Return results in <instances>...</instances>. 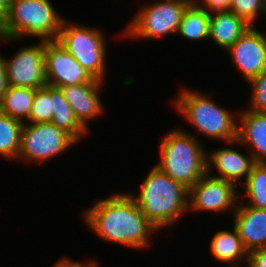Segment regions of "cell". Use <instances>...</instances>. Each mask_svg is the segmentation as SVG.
<instances>
[{
  "label": "cell",
  "instance_id": "6da1fadb",
  "mask_svg": "<svg viewBox=\"0 0 266 267\" xmlns=\"http://www.w3.org/2000/svg\"><path fill=\"white\" fill-rule=\"evenodd\" d=\"M87 211V212H86ZM84 220L104 241L144 249L158 229L129 193H117L85 210Z\"/></svg>",
  "mask_w": 266,
  "mask_h": 267
},
{
  "label": "cell",
  "instance_id": "7a4b0ae2",
  "mask_svg": "<svg viewBox=\"0 0 266 267\" xmlns=\"http://www.w3.org/2000/svg\"><path fill=\"white\" fill-rule=\"evenodd\" d=\"M134 196L144 216L159 230L175 224L188 210L189 189L154 166Z\"/></svg>",
  "mask_w": 266,
  "mask_h": 267
},
{
  "label": "cell",
  "instance_id": "3957f363",
  "mask_svg": "<svg viewBox=\"0 0 266 267\" xmlns=\"http://www.w3.org/2000/svg\"><path fill=\"white\" fill-rule=\"evenodd\" d=\"M160 161L155 165L171 179L190 189L207 173V153L190 133L177 129L160 143Z\"/></svg>",
  "mask_w": 266,
  "mask_h": 267
},
{
  "label": "cell",
  "instance_id": "277c9868",
  "mask_svg": "<svg viewBox=\"0 0 266 267\" xmlns=\"http://www.w3.org/2000/svg\"><path fill=\"white\" fill-rule=\"evenodd\" d=\"M63 20L49 0H13L0 25V40H20L25 36L56 40Z\"/></svg>",
  "mask_w": 266,
  "mask_h": 267
},
{
  "label": "cell",
  "instance_id": "5b68a950",
  "mask_svg": "<svg viewBox=\"0 0 266 267\" xmlns=\"http://www.w3.org/2000/svg\"><path fill=\"white\" fill-rule=\"evenodd\" d=\"M174 106L199 133L228 144L236 143L238 140L239 123L229 110L216 105L207 94L183 88Z\"/></svg>",
  "mask_w": 266,
  "mask_h": 267
},
{
  "label": "cell",
  "instance_id": "8992f818",
  "mask_svg": "<svg viewBox=\"0 0 266 267\" xmlns=\"http://www.w3.org/2000/svg\"><path fill=\"white\" fill-rule=\"evenodd\" d=\"M93 79H105L107 48L100 30L63 20L56 39Z\"/></svg>",
  "mask_w": 266,
  "mask_h": 267
},
{
  "label": "cell",
  "instance_id": "52a82bcc",
  "mask_svg": "<svg viewBox=\"0 0 266 267\" xmlns=\"http://www.w3.org/2000/svg\"><path fill=\"white\" fill-rule=\"evenodd\" d=\"M191 0H161L145 5L134 16L124 35L145 40L177 33L185 9Z\"/></svg>",
  "mask_w": 266,
  "mask_h": 267
},
{
  "label": "cell",
  "instance_id": "ba28073f",
  "mask_svg": "<svg viewBox=\"0 0 266 267\" xmlns=\"http://www.w3.org/2000/svg\"><path fill=\"white\" fill-rule=\"evenodd\" d=\"M76 143L78 142L71 135L51 122H26L21 130L17 159L41 163L62 154Z\"/></svg>",
  "mask_w": 266,
  "mask_h": 267
},
{
  "label": "cell",
  "instance_id": "9c48e42d",
  "mask_svg": "<svg viewBox=\"0 0 266 267\" xmlns=\"http://www.w3.org/2000/svg\"><path fill=\"white\" fill-rule=\"evenodd\" d=\"M45 40L20 48L11 59L3 61L8 86L42 88L47 84L44 61Z\"/></svg>",
  "mask_w": 266,
  "mask_h": 267
},
{
  "label": "cell",
  "instance_id": "30bf717a",
  "mask_svg": "<svg viewBox=\"0 0 266 267\" xmlns=\"http://www.w3.org/2000/svg\"><path fill=\"white\" fill-rule=\"evenodd\" d=\"M236 185L226 180L211 177L206 173L189 189L188 210L223 212L237 208L238 199Z\"/></svg>",
  "mask_w": 266,
  "mask_h": 267
},
{
  "label": "cell",
  "instance_id": "8fae6325",
  "mask_svg": "<svg viewBox=\"0 0 266 267\" xmlns=\"http://www.w3.org/2000/svg\"><path fill=\"white\" fill-rule=\"evenodd\" d=\"M45 75L55 87L78 85L93 80L84 67L57 41H45Z\"/></svg>",
  "mask_w": 266,
  "mask_h": 267
},
{
  "label": "cell",
  "instance_id": "7c38bea8",
  "mask_svg": "<svg viewBox=\"0 0 266 267\" xmlns=\"http://www.w3.org/2000/svg\"><path fill=\"white\" fill-rule=\"evenodd\" d=\"M226 51L247 82L266 70V38L254 26H250Z\"/></svg>",
  "mask_w": 266,
  "mask_h": 267
},
{
  "label": "cell",
  "instance_id": "4fadbf2b",
  "mask_svg": "<svg viewBox=\"0 0 266 267\" xmlns=\"http://www.w3.org/2000/svg\"><path fill=\"white\" fill-rule=\"evenodd\" d=\"M102 81L93 79L91 82L60 87L65 99L70 104L76 119L88 130L90 120L103 113L99 90Z\"/></svg>",
  "mask_w": 266,
  "mask_h": 267
},
{
  "label": "cell",
  "instance_id": "5bb4252c",
  "mask_svg": "<svg viewBox=\"0 0 266 267\" xmlns=\"http://www.w3.org/2000/svg\"><path fill=\"white\" fill-rule=\"evenodd\" d=\"M256 162L250 155L245 156L241 152L229 148H221L207 153V173L211 175V167L219 172L218 176L213 177L226 180L236 186L241 182L240 178H248L253 165Z\"/></svg>",
  "mask_w": 266,
  "mask_h": 267
},
{
  "label": "cell",
  "instance_id": "9a60e30c",
  "mask_svg": "<svg viewBox=\"0 0 266 267\" xmlns=\"http://www.w3.org/2000/svg\"><path fill=\"white\" fill-rule=\"evenodd\" d=\"M243 203L234 211V227L248 252L266 247V209Z\"/></svg>",
  "mask_w": 266,
  "mask_h": 267
},
{
  "label": "cell",
  "instance_id": "2e32d148",
  "mask_svg": "<svg viewBox=\"0 0 266 267\" xmlns=\"http://www.w3.org/2000/svg\"><path fill=\"white\" fill-rule=\"evenodd\" d=\"M237 143L251 146L255 162H266V112L243 110L239 112Z\"/></svg>",
  "mask_w": 266,
  "mask_h": 267
},
{
  "label": "cell",
  "instance_id": "e0dca14e",
  "mask_svg": "<svg viewBox=\"0 0 266 267\" xmlns=\"http://www.w3.org/2000/svg\"><path fill=\"white\" fill-rule=\"evenodd\" d=\"M250 27L231 11L210 14L209 39L222 49H228Z\"/></svg>",
  "mask_w": 266,
  "mask_h": 267
},
{
  "label": "cell",
  "instance_id": "ac0fdd59",
  "mask_svg": "<svg viewBox=\"0 0 266 267\" xmlns=\"http://www.w3.org/2000/svg\"><path fill=\"white\" fill-rule=\"evenodd\" d=\"M210 250L215 259L230 264L229 267H238L237 262L239 264L241 260L247 264L249 252L243 245L234 226L231 232L218 231L210 242Z\"/></svg>",
  "mask_w": 266,
  "mask_h": 267
},
{
  "label": "cell",
  "instance_id": "d6986e66",
  "mask_svg": "<svg viewBox=\"0 0 266 267\" xmlns=\"http://www.w3.org/2000/svg\"><path fill=\"white\" fill-rule=\"evenodd\" d=\"M35 91L28 87L8 86L0 102V112L23 123L29 121Z\"/></svg>",
  "mask_w": 266,
  "mask_h": 267
},
{
  "label": "cell",
  "instance_id": "ffe728a7",
  "mask_svg": "<svg viewBox=\"0 0 266 267\" xmlns=\"http://www.w3.org/2000/svg\"><path fill=\"white\" fill-rule=\"evenodd\" d=\"M51 123L66 131L77 142L82 139L83 135L87 134V131L89 132V130H86L76 119L61 88L55 86H53V116Z\"/></svg>",
  "mask_w": 266,
  "mask_h": 267
},
{
  "label": "cell",
  "instance_id": "44dd1931",
  "mask_svg": "<svg viewBox=\"0 0 266 267\" xmlns=\"http://www.w3.org/2000/svg\"><path fill=\"white\" fill-rule=\"evenodd\" d=\"M210 14L194 1L185 9L177 33L189 40L209 38Z\"/></svg>",
  "mask_w": 266,
  "mask_h": 267
},
{
  "label": "cell",
  "instance_id": "7402d4cb",
  "mask_svg": "<svg viewBox=\"0 0 266 267\" xmlns=\"http://www.w3.org/2000/svg\"><path fill=\"white\" fill-rule=\"evenodd\" d=\"M23 122L0 112V155L7 159H17Z\"/></svg>",
  "mask_w": 266,
  "mask_h": 267
},
{
  "label": "cell",
  "instance_id": "603a6c76",
  "mask_svg": "<svg viewBox=\"0 0 266 267\" xmlns=\"http://www.w3.org/2000/svg\"><path fill=\"white\" fill-rule=\"evenodd\" d=\"M243 183L246 194L241 198L250 200L248 206L266 209V162H256Z\"/></svg>",
  "mask_w": 266,
  "mask_h": 267
},
{
  "label": "cell",
  "instance_id": "cb8c5ba5",
  "mask_svg": "<svg viewBox=\"0 0 266 267\" xmlns=\"http://www.w3.org/2000/svg\"><path fill=\"white\" fill-rule=\"evenodd\" d=\"M53 116V86L46 84L35 91L29 122H51Z\"/></svg>",
  "mask_w": 266,
  "mask_h": 267
},
{
  "label": "cell",
  "instance_id": "d4e9b609",
  "mask_svg": "<svg viewBox=\"0 0 266 267\" xmlns=\"http://www.w3.org/2000/svg\"><path fill=\"white\" fill-rule=\"evenodd\" d=\"M229 11L253 26L261 12H266V0H232Z\"/></svg>",
  "mask_w": 266,
  "mask_h": 267
},
{
  "label": "cell",
  "instance_id": "484cf974",
  "mask_svg": "<svg viewBox=\"0 0 266 267\" xmlns=\"http://www.w3.org/2000/svg\"><path fill=\"white\" fill-rule=\"evenodd\" d=\"M248 83L252 86V92L251 105L247 109L266 112V70L252 78Z\"/></svg>",
  "mask_w": 266,
  "mask_h": 267
},
{
  "label": "cell",
  "instance_id": "4316f807",
  "mask_svg": "<svg viewBox=\"0 0 266 267\" xmlns=\"http://www.w3.org/2000/svg\"><path fill=\"white\" fill-rule=\"evenodd\" d=\"M200 1L202 2L200 3ZM231 1L232 0H195L194 2L200 8L205 9L209 14H211L214 12L229 11Z\"/></svg>",
  "mask_w": 266,
  "mask_h": 267
},
{
  "label": "cell",
  "instance_id": "83f0119b",
  "mask_svg": "<svg viewBox=\"0 0 266 267\" xmlns=\"http://www.w3.org/2000/svg\"><path fill=\"white\" fill-rule=\"evenodd\" d=\"M246 267H266V247L250 251Z\"/></svg>",
  "mask_w": 266,
  "mask_h": 267
},
{
  "label": "cell",
  "instance_id": "f1b7e54d",
  "mask_svg": "<svg viewBox=\"0 0 266 267\" xmlns=\"http://www.w3.org/2000/svg\"><path fill=\"white\" fill-rule=\"evenodd\" d=\"M8 82L6 76V68L3 61V57L0 55V102L3 98L4 93L7 91Z\"/></svg>",
  "mask_w": 266,
  "mask_h": 267
},
{
  "label": "cell",
  "instance_id": "f546056e",
  "mask_svg": "<svg viewBox=\"0 0 266 267\" xmlns=\"http://www.w3.org/2000/svg\"><path fill=\"white\" fill-rule=\"evenodd\" d=\"M98 264H96V262H89V263H80L77 261H71L69 259H62L58 262H56V264L54 265V267H98Z\"/></svg>",
  "mask_w": 266,
  "mask_h": 267
},
{
  "label": "cell",
  "instance_id": "4dcf8cb0",
  "mask_svg": "<svg viewBox=\"0 0 266 267\" xmlns=\"http://www.w3.org/2000/svg\"><path fill=\"white\" fill-rule=\"evenodd\" d=\"M12 1L13 0H0V25L5 20L8 13L9 5Z\"/></svg>",
  "mask_w": 266,
  "mask_h": 267
}]
</instances>
